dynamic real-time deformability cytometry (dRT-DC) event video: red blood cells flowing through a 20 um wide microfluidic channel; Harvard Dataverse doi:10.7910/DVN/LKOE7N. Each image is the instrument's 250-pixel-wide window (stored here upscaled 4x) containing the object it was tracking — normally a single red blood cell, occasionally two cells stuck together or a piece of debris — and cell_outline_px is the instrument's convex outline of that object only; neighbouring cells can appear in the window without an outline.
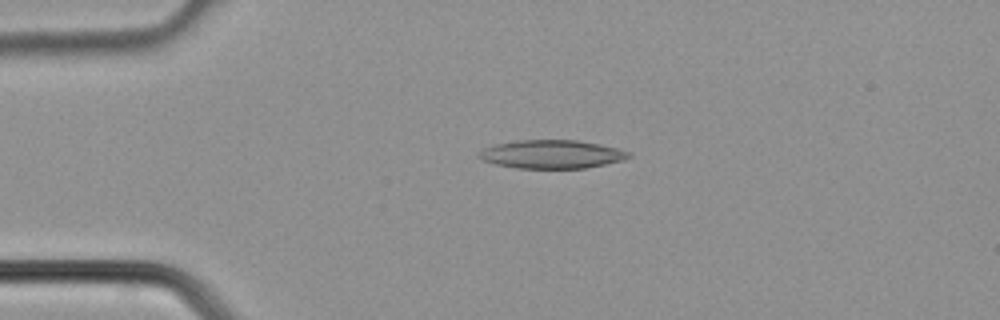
{"species": "common noctule bat (a hibernating species)", "species_latin": "Nyctalus noctula", "temperature_condition": "cold", "stored_images_in_passage": 26, "camera_frame_rate_fps": 3000, "um_per_image_px": 0.085, "animal": {"sex": "male", "body_mass_g": 21.5, "forearm_length_mm": 52.0}, "frame": {"image": 1, "passage_image": 1, "time_ms": 0.0, "image_size_px": [1000, 320], "cell_outline_px": [[632, 156], [624, 160], [584, 168], [516, 168], [496, 164], [480, 160], [476, 156], [476, 152], [484, 148], [496, 144], [516, 140], [576, 140], [600, 144], [616, 148], [628, 152]], "centroid_in_image_um": [46.83, 13.11], "position_along_channel_um": 38.2, "area_um2": 24.85}}
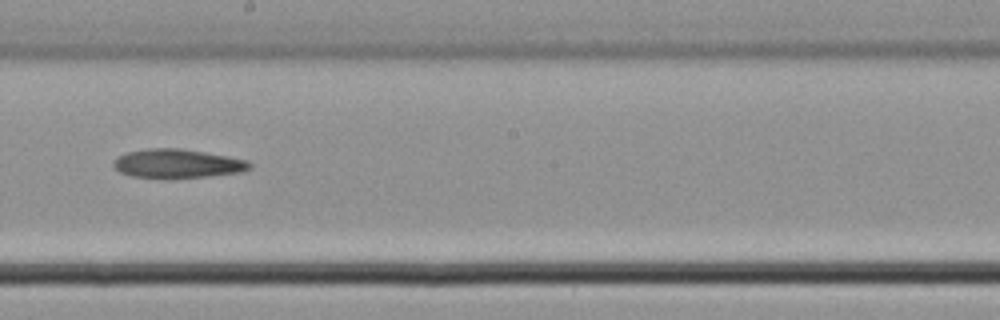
{"frame": {"image": 2, "passage_image": 14, "time_ms": 4.333, "image_size_px": [1000, 320], "cell_outline_px": [[252, 168], [244, 172], [208, 176], [132, 176], [120, 172], [112, 164], [112, 160], [128, 152], [148, 148], [180, 148], [228, 156], [248, 160], [252, 164]], "centroid_in_image_um": [15.14, 13.87], "position_along_channel_um": 233.1, "area_um2": 22.37}}
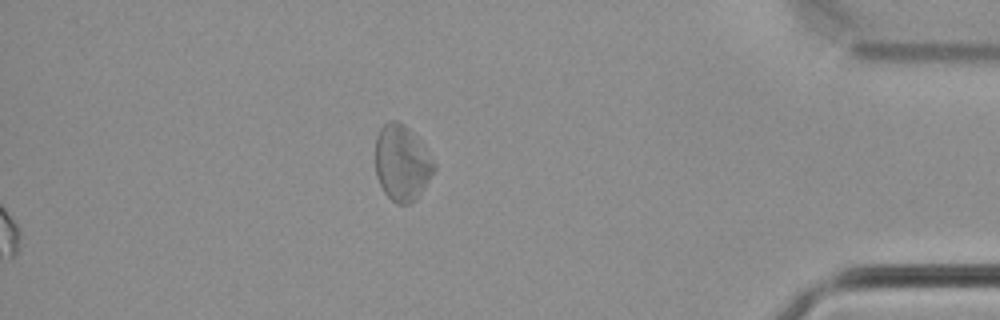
{"frame": {"image": 3, "passage_image": 26, "time_ms": 8.333, "image_size_px": [1000, 320], "cell_outline_px": [[436, 168], [420, 192], [408, 204], [396, 204], [384, 192], [376, 176], [376, 136], [380, 128], [388, 120], [396, 120], [404, 124], [420, 140], [436, 164]], "centroid_in_image_um": [34.15, 13.81], "position_along_channel_um": 401.1, "area_um2": 25.66}}